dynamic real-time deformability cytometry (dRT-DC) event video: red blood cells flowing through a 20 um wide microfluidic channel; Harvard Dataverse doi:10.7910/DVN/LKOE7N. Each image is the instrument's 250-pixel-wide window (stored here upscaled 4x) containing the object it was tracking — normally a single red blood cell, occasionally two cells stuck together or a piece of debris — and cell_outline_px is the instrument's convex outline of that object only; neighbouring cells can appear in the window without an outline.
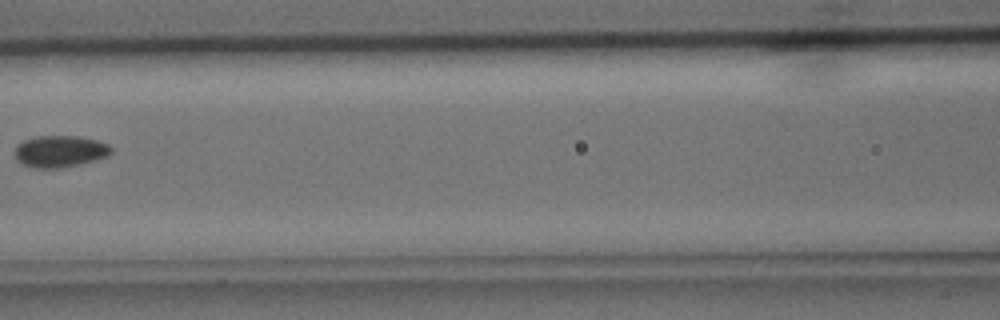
{"species": "common noctule bat (a hibernating species)", "species_latin": "Nyctalus noctula", "temperature_condition": "cold", "stored_images_in_passage": 6, "segment_of_instrument_passage": [2, 2], "camera_frame_rate_fps": 3000, "um_per_image_px": 0.085, "animal": {"sex": "male", "body_mass_g": 15.6}, "frame": {"image": 1, "passage_image": 6, "time_ms": 1.667, "image_size_px": [1000, 320], "cell_outline_px": [[112, 152], [108, 156], [80, 164], [60, 168], [36, 168], [24, 164], [16, 160], [16, 148], [24, 140], [36, 136], [76, 136], [96, 140], [108, 144], [112, 148]], "centroid_in_image_um": [5.12, 12.86], "position_along_channel_um": 161.5, "area_um2": 17.63}}